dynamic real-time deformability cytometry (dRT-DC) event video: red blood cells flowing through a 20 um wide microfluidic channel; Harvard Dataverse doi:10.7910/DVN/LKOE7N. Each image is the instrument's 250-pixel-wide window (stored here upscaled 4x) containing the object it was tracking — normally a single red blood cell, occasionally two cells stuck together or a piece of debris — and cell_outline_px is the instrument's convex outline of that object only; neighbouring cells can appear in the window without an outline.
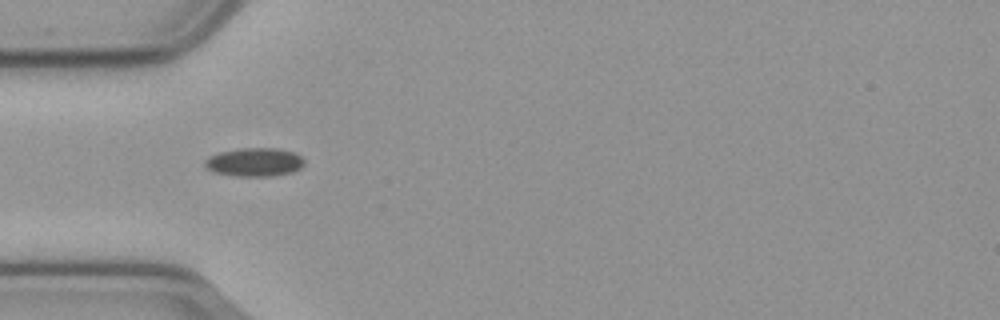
{"species": "common noctule bat (a hibernating species)", "species_latin": "Nyctalus noctula", "temperature_condition": "cold", "stored_images_in_passage": 9, "camera_frame_rate_fps": 3000, "um_per_image_px": 0.085, "animal": {"sex": "male", "body_mass_g": 23.1, "forearm_length_mm": 52.7}, "frame": {"image": 1, "passage_image": 1, "time_ms": 0.0, "image_size_px": [1000, 320], "cell_outline_px": [[304, 164], [300, 168], [292, 172], [272, 176], [236, 176], [212, 172], [204, 164], [204, 160], [220, 152], [240, 148], [276, 148], [296, 152], [304, 160]], "centroid_in_image_um": [21.65, 13.78], "position_along_channel_um": 63.3, "area_um2": 16.53}}
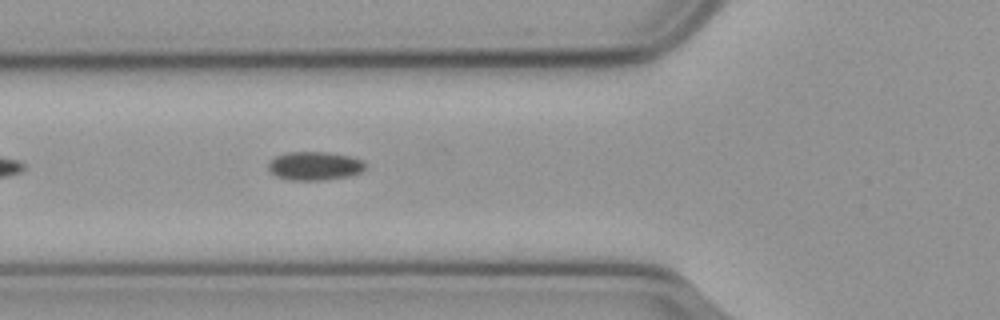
{"frame": {"image": 2, "passage_image": 4, "time_ms": 1.0, "image_size_px": [1000, 320], "cell_outline_px": [[364, 168], [360, 172], [348, 176], [324, 180], [288, 180], [276, 176], [268, 168], [268, 164], [276, 156], [284, 152], [328, 152], [348, 156], [364, 160]], "centroid_in_image_um": [26.72, 14.1], "position_along_channel_um": 99.1, "area_um2": 16.07}}